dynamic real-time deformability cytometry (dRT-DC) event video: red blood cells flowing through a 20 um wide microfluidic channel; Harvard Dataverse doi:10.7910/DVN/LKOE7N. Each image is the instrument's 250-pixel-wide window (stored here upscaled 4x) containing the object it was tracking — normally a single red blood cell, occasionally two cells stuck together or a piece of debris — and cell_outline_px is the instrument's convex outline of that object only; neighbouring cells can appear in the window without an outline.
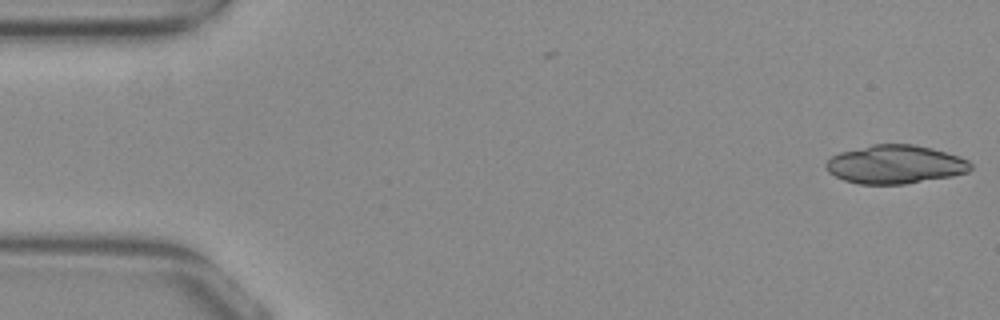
{"species": "common noctule bat (a hibernating species)", "species_latin": "Nyctalus noctula", "temperature_condition": "warm", "stored_images_in_passage": 53, "camera_frame_rate_fps": 3000, "um_per_image_px": 0.085, "animal": {"sex": "female", "body_mass_g": 29.2, "forearm_length_mm": 56.3}, "frame": {"image": 1, "passage_image": 1, "time_ms": 0.0, "image_size_px": [1000, 320], "cell_outline_px": [[972, 168], [968, 172], [952, 176], [904, 184], [860, 184], [844, 180], [828, 172], [824, 164], [832, 156], [840, 152], [872, 144], [912, 144], [932, 148], [960, 156], [968, 160], [972, 164]], "centroid_in_image_um": [76.1, 13.97], "position_along_channel_um": 8.9, "area_um2": 32.54}}
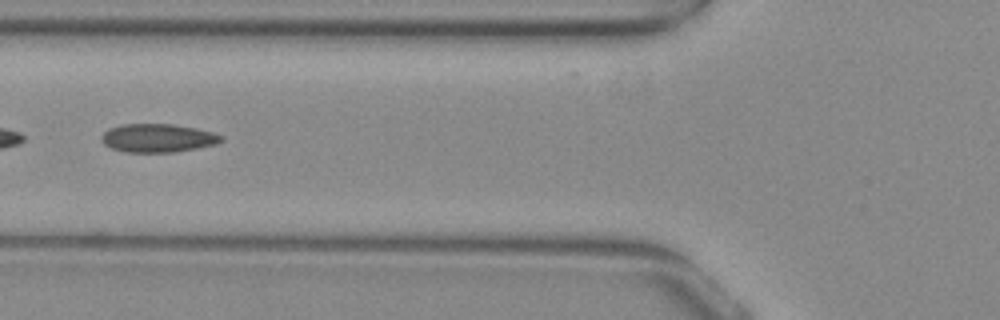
{"frame": {"image": 2, "passage_image": 20, "time_ms": 6.333, "image_size_px": [1000, 320], "cell_outline_px": [[224, 140], [216, 144], [196, 148], [172, 152], [124, 152], [112, 148], [104, 144], [100, 140], [100, 136], [108, 128], [120, 124], [172, 124], [196, 128], [212, 132], [220, 136]], "centroid_in_image_um": [13.36, 11.73], "position_along_channel_um": 112.4, "area_um2": 19.83}}
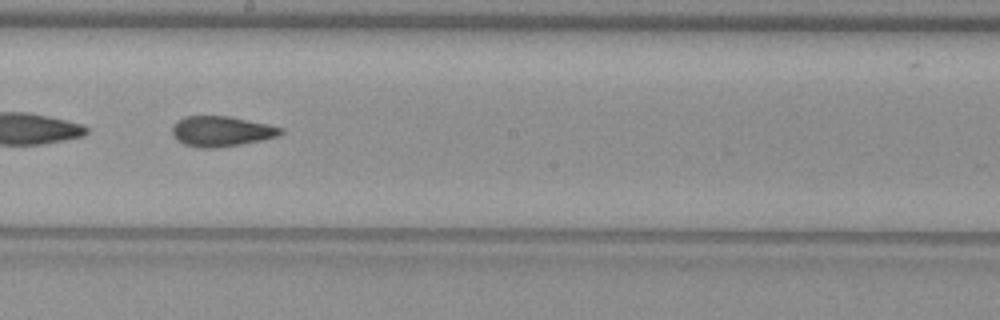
{"frame": {"image": 3, "passage_image": 29, "time_ms": 9.333, "image_size_px": [1000, 320], "cell_outline_px": [[284, 132], [280, 136], [240, 144], [216, 148], [196, 148], [184, 144], [176, 140], [172, 136], [172, 124], [176, 120], [184, 116], [228, 116], [268, 124], [284, 128]], "centroid_in_image_um": [18.78, 11.16], "position_along_channel_um": 229.4, "area_um2": 19.42}, "authors_computed_cell_mechanics": {"area_um2": 19.4786, "velocity_mm_per_s": 3.8948, "shape_relaxation_time_tau1_ms": null, "shape_relaxation_time_tau2_ms": 2.0142, "deformation_change_tau1": null, "deformation_change_tau2": 0.0947}}